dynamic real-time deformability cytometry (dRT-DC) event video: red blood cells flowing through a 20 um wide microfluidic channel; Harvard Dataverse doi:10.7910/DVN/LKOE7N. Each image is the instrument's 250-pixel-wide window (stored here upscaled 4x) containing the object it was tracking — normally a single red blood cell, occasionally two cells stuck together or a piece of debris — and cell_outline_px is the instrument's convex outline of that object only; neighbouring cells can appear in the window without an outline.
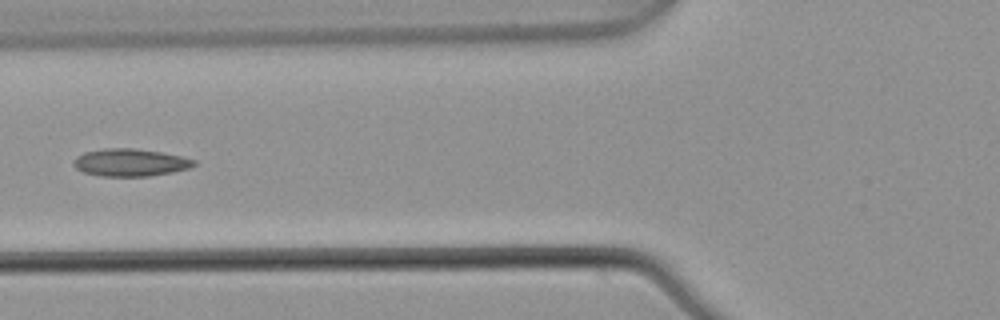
{"species": "common noctule bat (a hibernating species)", "species_latin": "Nyctalus noctula", "temperature_condition": "warm", "stored_images_in_passage": 5, "camera_frame_rate_fps": 3000, "um_per_image_px": 0.085, "animal": {"sex": "male", "body_mass_g": 21.5, "forearm_length_mm": 52.0}, "frame": {"image": 1, "passage_image": 5, "time_ms": 1.333, "image_size_px": [1000, 320], "cell_outline_px": [[196, 164], [188, 168], [172, 172], [148, 176], [100, 176], [84, 172], [76, 168], [72, 164], [76, 156], [84, 152], [104, 148], [136, 148], [160, 152], [180, 156], [196, 160]], "centroid_in_image_um": [11.04, 13.8], "position_along_channel_um": 114.8, "area_um2": 19.25}}